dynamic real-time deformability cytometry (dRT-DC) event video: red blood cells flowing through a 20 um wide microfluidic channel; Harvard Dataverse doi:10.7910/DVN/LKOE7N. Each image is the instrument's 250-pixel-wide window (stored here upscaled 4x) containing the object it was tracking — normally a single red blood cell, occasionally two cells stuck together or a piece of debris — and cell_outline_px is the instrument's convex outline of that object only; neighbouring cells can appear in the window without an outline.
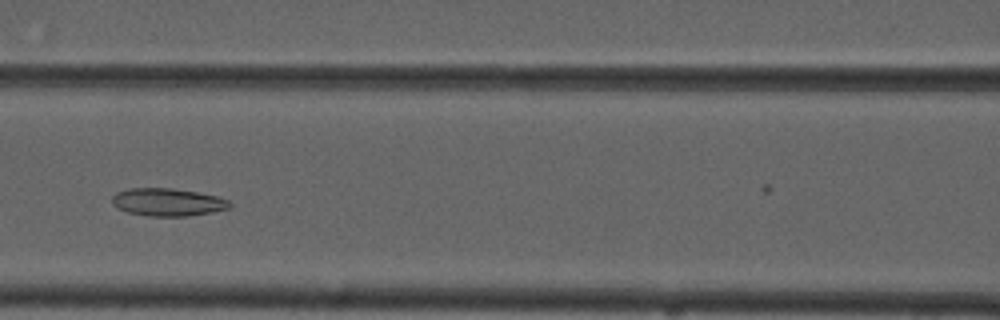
{"species": "common noctule bat (a hibernating species)", "species_latin": "Nyctalus noctula", "temperature_condition": "cold", "stored_images_in_passage": 7, "camera_frame_rate_fps": 3000, "um_per_image_px": 0.085, "animal": {"sex": "male", "forearm_length_mm": 52.5}, "frame": {"image": 1, "passage_image": 4, "time_ms": 4.667, "image_size_px": [1000, 320], "cell_outline_px": [[232, 204], [228, 208], [212, 212], [188, 216], [148, 216], [128, 212], [116, 208], [112, 204], [112, 196], [116, 192], [128, 188], [172, 188], [220, 196], [228, 200]], "centroid_in_image_um": [14.23, 17.18], "position_along_channel_um": 152.4, "area_um2": 19.13}}
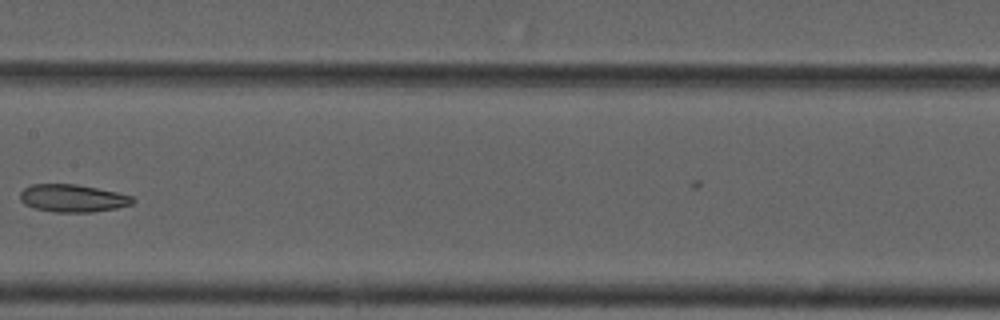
{"frame": {"image": 2, "passage_image": 5, "time_ms": 6.0, "image_size_px": [1000, 320], "cell_outline_px": [[136, 200], [132, 204], [116, 208], [92, 212], [56, 212], [32, 208], [24, 204], [20, 200], [20, 192], [24, 188], [32, 184], [76, 184], [116, 192], [132, 196]], "centroid_in_image_um": [6.15, 16.85], "position_along_channel_um": 201.2, "area_um2": 18.15}}
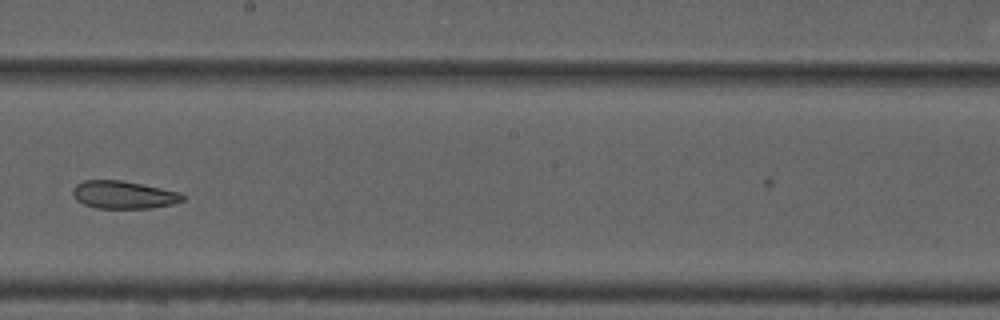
{"frame": {"image": 3, "passage_image": 6, "time_ms": 7.0, "image_size_px": [1000, 320], "cell_outline_px": [[184, 200], [172, 204], [152, 208], [96, 208], [84, 204], [76, 200], [72, 192], [72, 188], [76, 184], [84, 180], [120, 180], [180, 192], [184, 196]], "centroid_in_image_um": [10.47, 16.56], "position_along_channel_um": 237.7, "area_um2": 17.69}}